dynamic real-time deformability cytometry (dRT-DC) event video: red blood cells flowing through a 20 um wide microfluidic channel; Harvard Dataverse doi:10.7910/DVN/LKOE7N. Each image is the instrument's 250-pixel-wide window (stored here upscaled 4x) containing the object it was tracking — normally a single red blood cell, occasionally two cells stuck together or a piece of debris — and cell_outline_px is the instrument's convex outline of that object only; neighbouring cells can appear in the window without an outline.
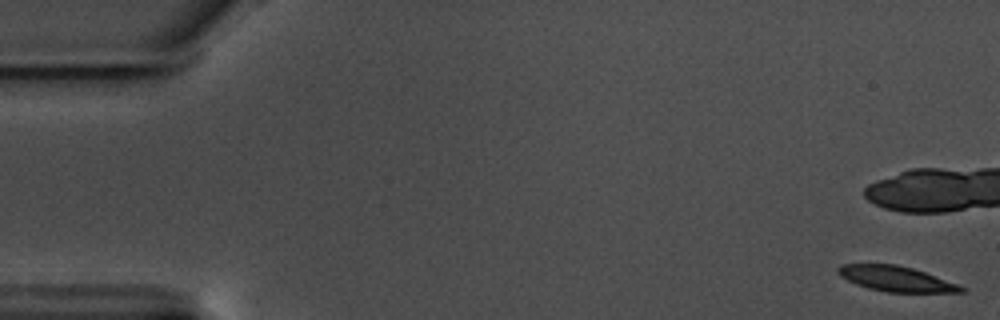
{"species": "common noctule bat (a hibernating species)", "species_latin": "Nyctalus noctula", "temperature_condition": "warm", "stored_images_in_passage": 11, "camera_frame_rate_fps": 3000, "um_per_image_px": 0.085, "animal": {"sex": "male", "body_mass_g": 17.5, "forearm_length_mm": 52.3}, "frame": {"image": 1, "passage_image": 1, "time_ms": 0.0, "image_size_px": [1000, 320], "cell_outline_px": [[968, 288], [964, 292], [888, 292], [868, 288], [856, 284], [840, 276], [836, 272], [836, 268], [840, 264], [896, 264], [912, 268], [960, 284]], "centroid_in_image_um": [76.18, 23.69], "position_along_channel_um": 8.8, "area_um2": 18.21}}